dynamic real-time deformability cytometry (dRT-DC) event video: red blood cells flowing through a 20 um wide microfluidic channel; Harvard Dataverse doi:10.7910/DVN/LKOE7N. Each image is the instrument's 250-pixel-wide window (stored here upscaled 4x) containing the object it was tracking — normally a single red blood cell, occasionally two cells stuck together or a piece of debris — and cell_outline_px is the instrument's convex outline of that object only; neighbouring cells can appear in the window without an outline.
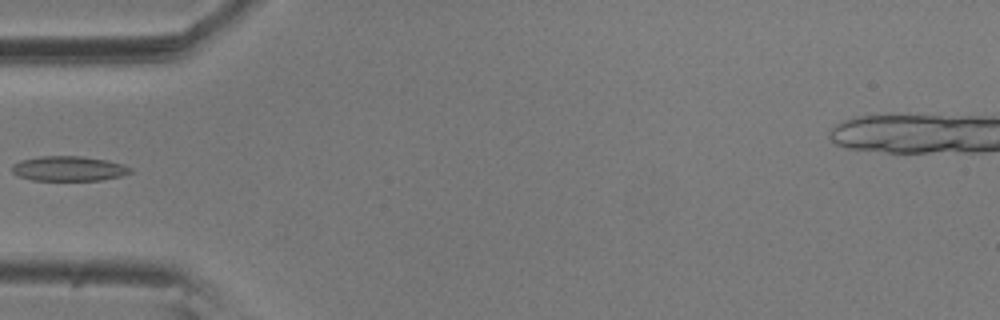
{"species": "common noctule bat (a hibernating species)", "species_latin": "Nyctalus noctula", "temperature_condition": "room temperature", "stored_images_in_passage": 4, "camera_frame_rate_fps": 3000, "um_per_image_px": 0.085, "animal": {"sex": "male", "body_mass_g": 20.5, "forearm_length_mm": 52.5}, "frame": {"image": 1, "passage_image": 3, "time_ms": 0.667, "image_size_px": [1000, 320], "cell_outline_px": [[132, 172], [120, 176], [100, 180], [32, 180], [16, 176], [12, 172], [12, 164], [20, 160], [40, 156], [80, 156], [108, 160], [124, 164], [132, 168]], "centroid_in_image_um": [5.82, 14.32], "position_along_channel_um": 79.2, "area_um2": 17.28}}
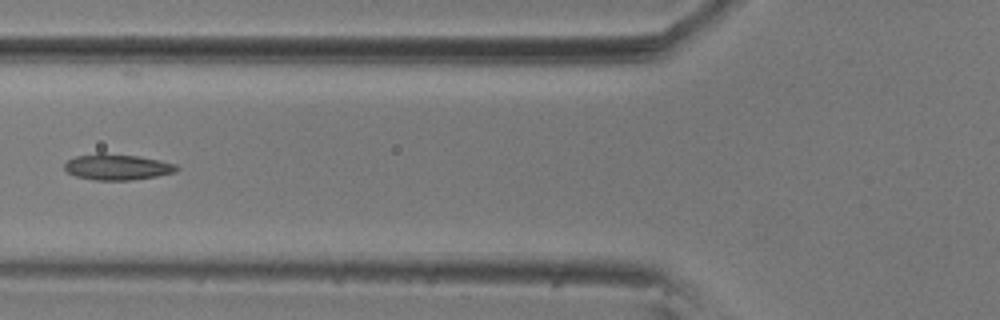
{"frame": {"image": 2, "passage_image": 4, "time_ms": 1.0, "image_size_px": [1000, 320], "cell_outline_px": [[180, 168], [176, 172], [156, 176], [132, 180], [96, 180], [76, 176], [68, 172], [64, 168], [64, 164], [68, 160], [76, 156], [96, 152], [104, 152], [140, 156], [160, 160], [176, 164]], "centroid_in_image_um": [9.98, 14.17], "position_along_channel_um": 115.8, "area_um2": 17.17}}